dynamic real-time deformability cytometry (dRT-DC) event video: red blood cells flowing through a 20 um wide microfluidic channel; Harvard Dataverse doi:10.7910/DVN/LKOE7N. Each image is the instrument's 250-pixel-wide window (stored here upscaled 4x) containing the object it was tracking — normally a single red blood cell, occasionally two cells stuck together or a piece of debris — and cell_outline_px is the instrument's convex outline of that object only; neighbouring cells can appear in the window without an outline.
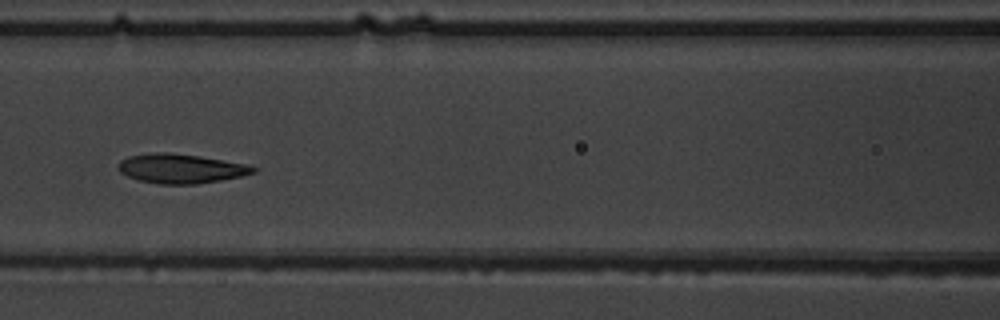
{"species": "common noctule bat (a hibernating species)", "species_latin": "Nyctalus noctula", "temperature_condition": "warm", "stored_images_in_passage": 4, "camera_frame_rate_fps": 3000, "um_per_image_px": 0.085, "animal": {"sex": "male", "body_mass_g": 19.5, "forearm_length_mm": 54.6}, "frame": {"image": 1, "passage_image": 4, "time_ms": 3.333, "image_size_px": [1000, 320], "cell_outline_px": [[260, 168], [256, 172], [240, 176], [220, 180], [196, 184], [160, 184], [140, 180], [128, 176], [120, 172], [120, 160], [128, 156], [156, 152], [168, 152], [200, 156], [248, 164]], "centroid_in_image_um": [15.42, 14.32], "position_along_channel_um": 151.2, "area_um2": 23.0}}